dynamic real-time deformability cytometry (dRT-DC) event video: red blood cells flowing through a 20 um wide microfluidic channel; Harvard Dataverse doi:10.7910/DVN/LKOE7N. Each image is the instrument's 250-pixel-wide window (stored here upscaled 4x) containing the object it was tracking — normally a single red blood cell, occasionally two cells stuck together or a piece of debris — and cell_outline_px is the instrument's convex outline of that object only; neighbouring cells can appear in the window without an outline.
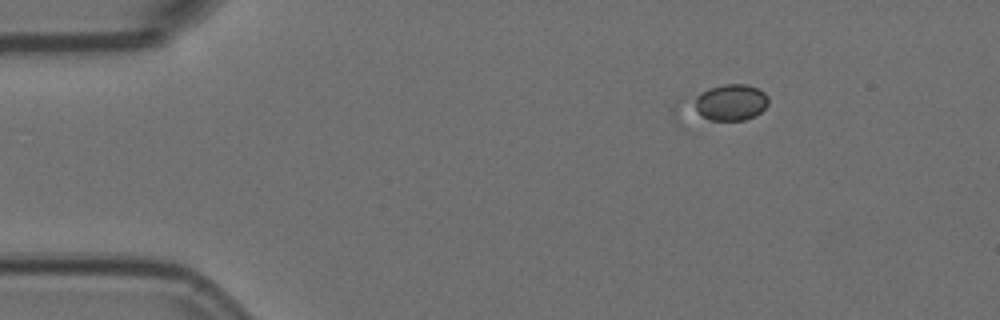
{"species": "Egyptian fruit bat (a non-hibernating species)", "species_latin": "Rousettus aegyptiacus", "temperature_condition": "room temperature", "stored_images_in_passage": 5, "camera_frame_rate_fps": 3000, "um_per_image_px": 0.085, "animal": {"sex": "female"}, "frame": {"image": 1, "passage_image": 3, "time_ms": 0.667, "image_size_px": [1000, 320], "cell_outline_px": [[768, 104], [756, 116], [744, 120], [680, 124], [676, 124], [672, 120], [672, 108], [676, 100], [708, 88], [724, 84], [748, 84], [764, 92], [768, 96]], "centroid_in_image_um": [61.21, 8.89], "position_along_channel_um": 23.8, "area_um2": 21.15}}
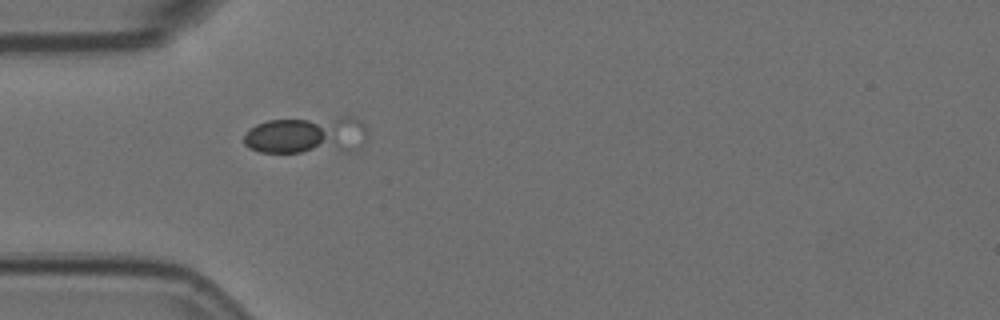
{"frame": {"image": 2, "passage_image": 5, "time_ms": 1.333, "image_size_px": [1000, 320], "cell_outline_px": [[364, 140], [360, 144], [348, 152], [260, 152], [248, 148], [244, 144], [244, 136], [256, 124], [268, 120], [340, 116], [348, 116], [360, 120], [364, 124]], "centroid_in_image_um": [26.05, 11.48], "position_along_channel_um": 59.0, "area_um2": 27.11}}